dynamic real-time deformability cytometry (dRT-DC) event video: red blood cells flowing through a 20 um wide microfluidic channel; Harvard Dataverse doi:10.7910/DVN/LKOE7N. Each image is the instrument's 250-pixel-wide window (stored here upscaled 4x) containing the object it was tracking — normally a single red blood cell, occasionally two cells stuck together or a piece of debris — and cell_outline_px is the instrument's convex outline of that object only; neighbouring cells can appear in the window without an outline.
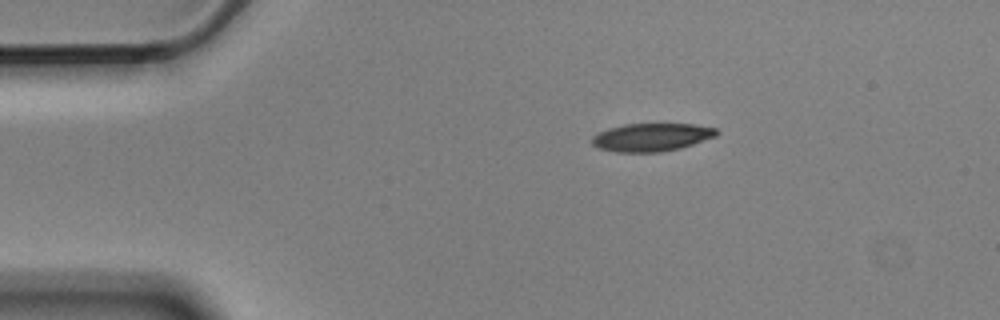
{"species": "Egyptian fruit bat (a non-hibernating species)", "species_latin": "Rousettus aegyptiacus", "temperature_condition": "cold", "stored_images_in_passage": 2, "camera_frame_rate_fps": 3000, "um_per_image_px": 0.085, "animal": {"sex": "male"}, "frame": {"image": 1, "passage_image": 1, "time_ms": 0.0, "image_size_px": [1000, 320], "cell_outline_px": [[720, 132], [716, 136], [680, 148], [660, 152], [616, 152], [600, 148], [592, 144], [592, 136], [608, 128], [624, 124], [696, 124], [716, 128]], "centroid_in_image_um": [55.4, 11.66], "position_along_channel_um": 29.6, "area_um2": 20.29}}